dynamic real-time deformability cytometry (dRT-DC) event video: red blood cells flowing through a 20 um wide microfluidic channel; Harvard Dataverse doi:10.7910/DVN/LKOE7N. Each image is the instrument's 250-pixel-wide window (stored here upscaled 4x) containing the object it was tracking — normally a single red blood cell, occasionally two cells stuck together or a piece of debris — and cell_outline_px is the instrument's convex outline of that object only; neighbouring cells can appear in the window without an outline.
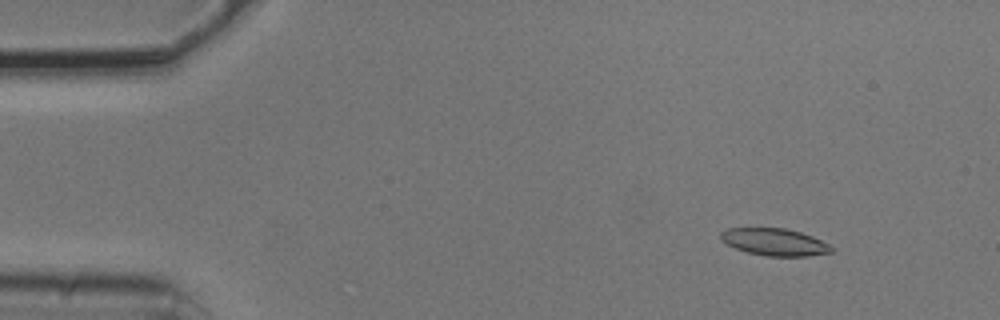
{"species": "common noctule bat (a hibernating species)", "species_latin": "Nyctalus noctula", "temperature_condition": "cold", "stored_images_in_passage": 3, "camera_frame_rate_fps": 3000, "um_per_image_px": 0.085, "animal": {"sex": "male", "body_mass_g": 20.5, "forearm_length_mm": 52.5}, "frame": {"image": 1, "passage_image": 1, "time_ms": 0.0, "image_size_px": [1000, 320], "cell_outline_px": [[832, 252], [808, 256], [764, 256], [748, 252], [736, 248], [720, 240], [720, 232], [728, 228], [784, 228], [800, 232], [812, 236], [828, 244], [832, 248]], "centroid_in_image_um": [65.81, 20.57], "position_along_channel_um": 19.2, "area_um2": 17.4}}